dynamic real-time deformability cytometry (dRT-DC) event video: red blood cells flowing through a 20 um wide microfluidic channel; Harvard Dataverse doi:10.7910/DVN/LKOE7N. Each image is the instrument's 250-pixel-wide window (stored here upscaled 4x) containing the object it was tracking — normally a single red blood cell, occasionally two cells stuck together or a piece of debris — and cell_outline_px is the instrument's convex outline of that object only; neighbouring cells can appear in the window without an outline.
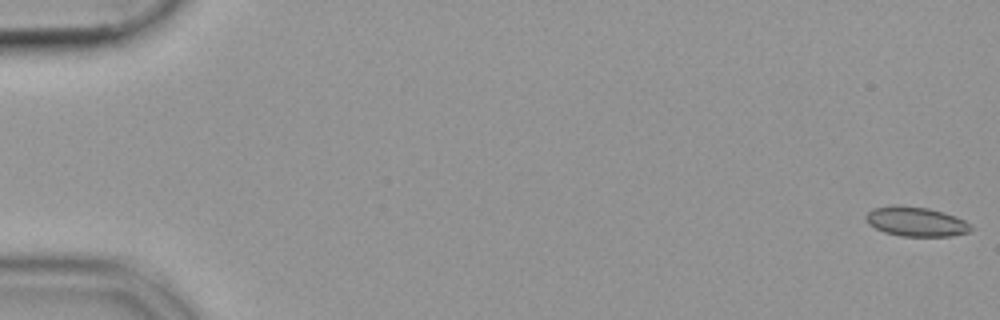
{"species": "common noctule bat (a hibernating species)", "species_latin": "Nyctalus noctula", "temperature_condition": "cold", "stored_images_in_passage": 55, "camera_frame_rate_fps": 3000, "um_per_image_px": 0.085, "animal": {"sex": "female", "body_mass_g": 19.9}, "frame": {"image": 1, "passage_image": 1, "time_ms": 0.0, "image_size_px": [1000, 320], "cell_outline_px": [[976, 228], [968, 232], [952, 236], [900, 236], [884, 232], [868, 224], [864, 216], [872, 208], [928, 208], [956, 216], [972, 224]], "centroid_in_image_um": [77.94, 18.89], "position_along_channel_um": 7.1, "area_um2": 17.51}}
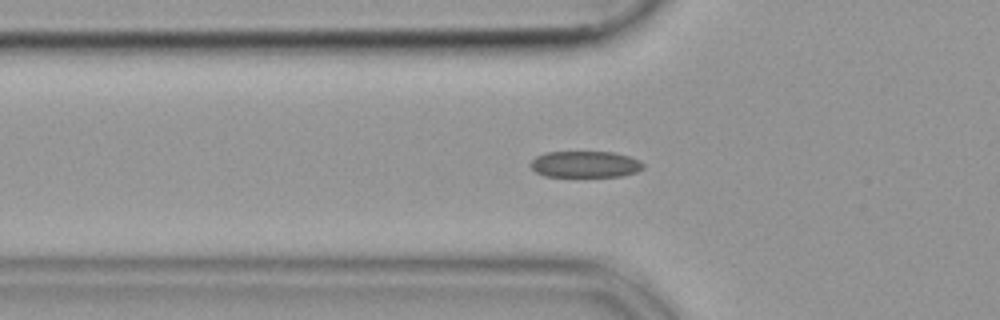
{"frame": {"image": 2, "passage_image": 19, "time_ms": 6.0, "image_size_px": [1000, 320], "cell_outline_px": [[644, 168], [636, 172], [620, 176], [544, 176], [536, 172], [528, 164], [536, 156], [544, 152], [616, 152], [640, 160], [644, 164]], "centroid_in_image_um": [49.73, 13.95], "position_along_channel_um": 76.1, "area_um2": 17.4}}
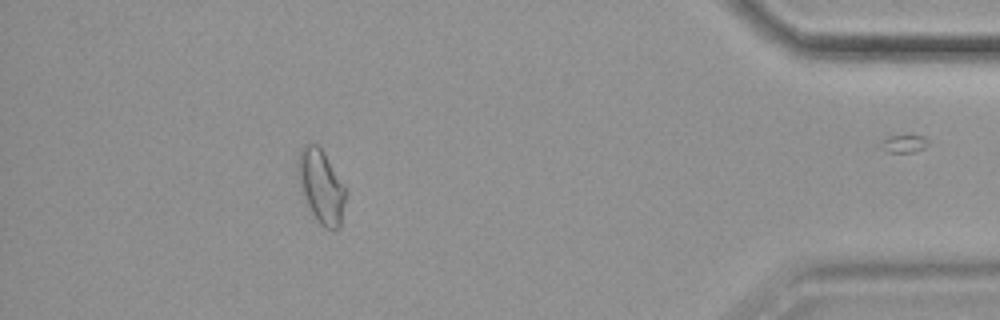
{"frame": {"image": 3, "passage_image": 49, "time_ms": 16.0, "image_size_px": [1000, 320], "cell_outline_px": [[344, 200], [340, 228], [324, 228], [316, 220], [300, 192], [296, 168], [300, 148], [308, 144], [316, 144], [324, 152], [344, 184]], "centroid_in_image_um": [27.25, 15.83], "position_along_channel_um": 408.0, "area_um2": 20.35}}